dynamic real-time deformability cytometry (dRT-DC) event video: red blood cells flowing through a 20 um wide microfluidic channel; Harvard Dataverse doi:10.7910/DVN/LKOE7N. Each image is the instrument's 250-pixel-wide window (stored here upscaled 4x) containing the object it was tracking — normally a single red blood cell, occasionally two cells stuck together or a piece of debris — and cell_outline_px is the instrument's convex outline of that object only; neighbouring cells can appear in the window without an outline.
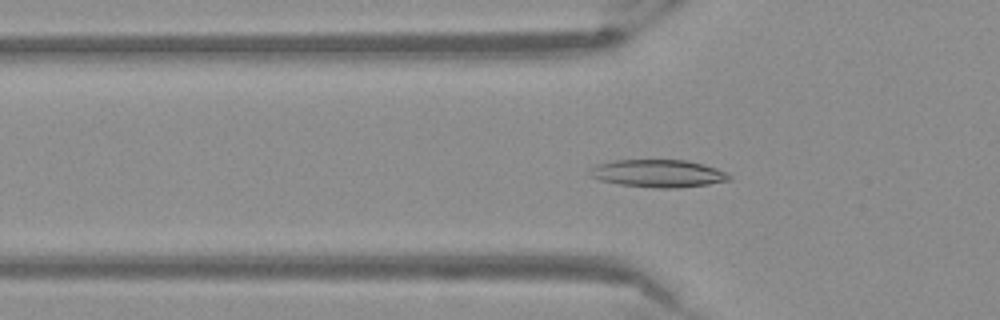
{"species": "Egyptian fruit bat (a non-hibernating species)", "species_latin": "Rousettus aegyptiacus", "temperature_condition": "warm", "stored_images_in_passage": 54, "camera_frame_rate_fps": 3000, "um_per_image_px": 0.085, "frame": {"image": 1, "passage_image": 18, "time_ms": 5.667, "image_size_px": [1000, 320], "cell_outline_px": [[732, 180], [708, 184], [676, 188], [656, 188], [620, 184], [600, 180], [588, 176], [592, 168], [596, 164], [616, 160], [688, 160], [716, 168], [732, 176]], "centroid_in_image_um": [55.95, 14.74], "position_along_channel_um": 69.9, "area_um2": 22.37}}
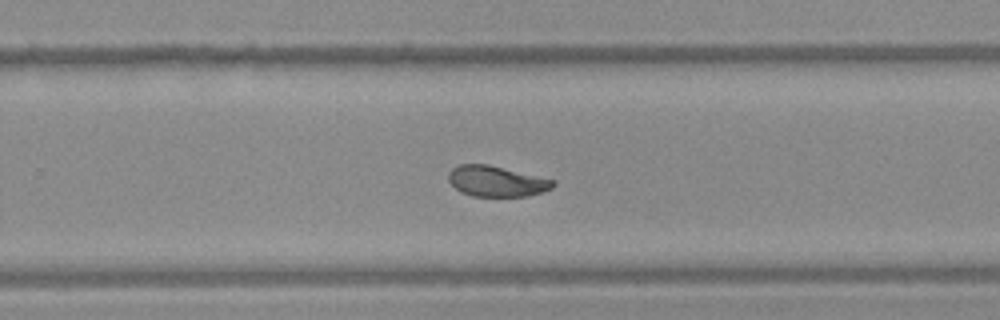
{"frame": {"image": 2, "passage_image": 35, "time_ms": 11.333, "image_size_px": [1000, 320], "cell_outline_px": [[556, 184], [552, 188], [544, 192], [528, 196], [472, 196], [460, 192], [448, 180], [448, 172], [452, 168], [460, 164], [488, 164], [556, 180]], "centroid_in_image_um": [42.22, 15.4], "position_along_channel_um": 287.6, "area_um2": 18.84}}
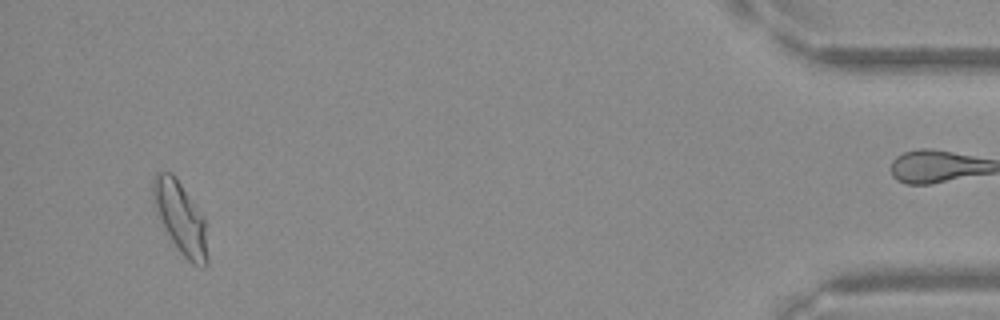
{"frame": {"image": 3, "passage_image": 51, "time_ms": 16.667, "image_size_px": [1000, 320], "cell_outline_px": [[208, 264], [204, 268], [192, 264], [180, 252], [164, 228], [152, 196], [152, 184], [156, 172], [172, 172], [176, 176], [204, 216], [208, 260]], "centroid_in_image_um": [15.37, 18.51], "position_along_channel_um": 419.8, "area_um2": 22.66}}